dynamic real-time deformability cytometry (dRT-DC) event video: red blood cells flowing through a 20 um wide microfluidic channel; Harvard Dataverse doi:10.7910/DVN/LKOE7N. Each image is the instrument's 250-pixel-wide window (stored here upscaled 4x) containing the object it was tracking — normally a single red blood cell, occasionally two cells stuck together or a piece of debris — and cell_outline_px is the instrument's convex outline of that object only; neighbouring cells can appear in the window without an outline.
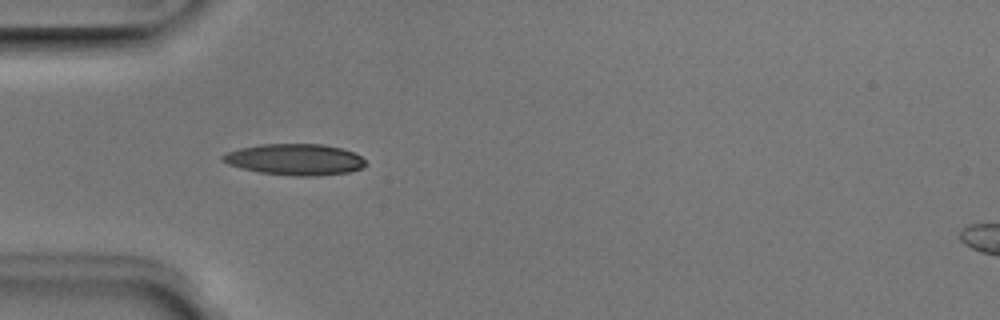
{"species": "Egyptian fruit bat (a non-hibernating species)", "species_latin": "Rousettus aegyptiacus", "temperature_condition": "room temperature", "stored_images_in_passage": 6, "camera_frame_rate_fps": 3000, "um_per_image_px": 0.085, "animal": {"sex": "male"}, "frame": {"image": 1, "passage_image": 5, "time_ms": 1.333, "image_size_px": [1000, 320], "cell_outline_px": [[368, 164], [364, 168], [348, 172], [320, 176], [296, 176], [260, 172], [228, 164], [220, 160], [220, 156], [228, 152], [240, 148], [260, 144], [324, 144], [356, 152]], "centroid_in_image_um": [25.11, 13.55], "position_along_channel_um": 59.9, "area_um2": 26.13}}